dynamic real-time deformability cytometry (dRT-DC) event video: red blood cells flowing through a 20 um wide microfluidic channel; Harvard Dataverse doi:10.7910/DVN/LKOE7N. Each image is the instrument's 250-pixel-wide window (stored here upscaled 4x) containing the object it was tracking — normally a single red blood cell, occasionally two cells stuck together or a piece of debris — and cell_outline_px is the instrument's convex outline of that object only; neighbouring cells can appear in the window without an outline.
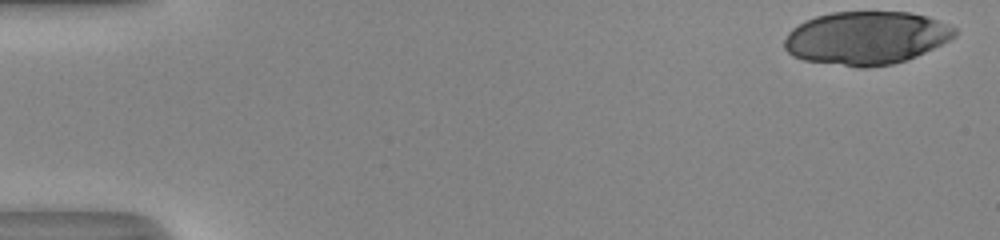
{"species": "human", "species_latin": "Homo sapiens", "temperature_condition": "room temperature", "stored_images_in_passage": 42, "camera_frame_rate_fps": 3000, "um_per_image_px": 0.085, "donor": {"sex": "male"}, "frame": {"image": 1, "passage_image": 1, "time_ms": 0.0, "image_size_px": [1000, 240], "cell_outline_px": [[956, 36], [916, 56], [892, 64], [868, 68], [856, 68], [804, 60], [792, 56], [784, 48], [784, 40], [788, 32], [792, 28], [804, 20], [816, 16], [832, 12], [908, 12], [924, 16], [948, 24], [956, 28]], "centroid_in_image_um": [73.57, 3.23], "position_along_channel_um": 11.4, "area_um2": 52.77}}